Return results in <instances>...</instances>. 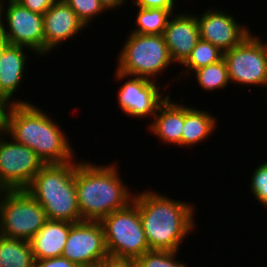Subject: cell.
Wrapping results in <instances>:
<instances>
[{
	"label": "cell",
	"instance_id": "1",
	"mask_svg": "<svg viewBox=\"0 0 267 267\" xmlns=\"http://www.w3.org/2000/svg\"><path fill=\"white\" fill-rule=\"evenodd\" d=\"M45 112L32 103L3 106L0 108V128L5 137L32 149L44 164L75 160L68 136Z\"/></svg>",
	"mask_w": 267,
	"mask_h": 267
},
{
	"label": "cell",
	"instance_id": "2",
	"mask_svg": "<svg viewBox=\"0 0 267 267\" xmlns=\"http://www.w3.org/2000/svg\"><path fill=\"white\" fill-rule=\"evenodd\" d=\"M139 193L133 202L138 206L150 250L179 251L182 241L196 228L195 205L152 190Z\"/></svg>",
	"mask_w": 267,
	"mask_h": 267
},
{
	"label": "cell",
	"instance_id": "3",
	"mask_svg": "<svg viewBox=\"0 0 267 267\" xmlns=\"http://www.w3.org/2000/svg\"><path fill=\"white\" fill-rule=\"evenodd\" d=\"M117 167L113 163L103 166L85 160L78 162L75 187L82 221H101L133 201L135 194L131 193Z\"/></svg>",
	"mask_w": 267,
	"mask_h": 267
},
{
	"label": "cell",
	"instance_id": "4",
	"mask_svg": "<svg viewBox=\"0 0 267 267\" xmlns=\"http://www.w3.org/2000/svg\"><path fill=\"white\" fill-rule=\"evenodd\" d=\"M77 165L76 159L45 164L25 189L43 207L48 220L82 221L75 187Z\"/></svg>",
	"mask_w": 267,
	"mask_h": 267
},
{
	"label": "cell",
	"instance_id": "5",
	"mask_svg": "<svg viewBox=\"0 0 267 267\" xmlns=\"http://www.w3.org/2000/svg\"><path fill=\"white\" fill-rule=\"evenodd\" d=\"M117 71L156 81L157 75L174 64L162 34L129 33L119 53Z\"/></svg>",
	"mask_w": 267,
	"mask_h": 267
},
{
	"label": "cell",
	"instance_id": "6",
	"mask_svg": "<svg viewBox=\"0 0 267 267\" xmlns=\"http://www.w3.org/2000/svg\"><path fill=\"white\" fill-rule=\"evenodd\" d=\"M43 207L25 190H0V235L30 241L44 226Z\"/></svg>",
	"mask_w": 267,
	"mask_h": 267
},
{
	"label": "cell",
	"instance_id": "7",
	"mask_svg": "<svg viewBox=\"0 0 267 267\" xmlns=\"http://www.w3.org/2000/svg\"><path fill=\"white\" fill-rule=\"evenodd\" d=\"M109 255L137 260L149 251L138 206L132 201L101 221Z\"/></svg>",
	"mask_w": 267,
	"mask_h": 267
},
{
	"label": "cell",
	"instance_id": "8",
	"mask_svg": "<svg viewBox=\"0 0 267 267\" xmlns=\"http://www.w3.org/2000/svg\"><path fill=\"white\" fill-rule=\"evenodd\" d=\"M3 2L0 0V35L9 44L26 47L44 56L43 15L28 10L16 0H7V7Z\"/></svg>",
	"mask_w": 267,
	"mask_h": 267
},
{
	"label": "cell",
	"instance_id": "9",
	"mask_svg": "<svg viewBox=\"0 0 267 267\" xmlns=\"http://www.w3.org/2000/svg\"><path fill=\"white\" fill-rule=\"evenodd\" d=\"M249 34L240 44L223 53L230 82L264 86L267 81V42Z\"/></svg>",
	"mask_w": 267,
	"mask_h": 267
},
{
	"label": "cell",
	"instance_id": "10",
	"mask_svg": "<svg viewBox=\"0 0 267 267\" xmlns=\"http://www.w3.org/2000/svg\"><path fill=\"white\" fill-rule=\"evenodd\" d=\"M4 136L0 128V190L26 189L45 164L28 146Z\"/></svg>",
	"mask_w": 267,
	"mask_h": 267
},
{
	"label": "cell",
	"instance_id": "11",
	"mask_svg": "<svg viewBox=\"0 0 267 267\" xmlns=\"http://www.w3.org/2000/svg\"><path fill=\"white\" fill-rule=\"evenodd\" d=\"M107 255L100 221H81L71 226L62 252L63 257L78 267H97Z\"/></svg>",
	"mask_w": 267,
	"mask_h": 267
},
{
	"label": "cell",
	"instance_id": "12",
	"mask_svg": "<svg viewBox=\"0 0 267 267\" xmlns=\"http://www.w3.org/2000/svg\"><path fill=\"white\" fill-rule=\"evenodd\" d=\"M114 76L120 82L126 80L117 91V102L120 109L129 117L137 119H145L147 116L153 117L159 105L168 96L166 94L163 97V92L160 93L162 88L156 81L137 76L132 78V76L120 73L117 70H115Z\"/></svg>",
	"mask_w": 267,
	"mask_h": 267
},
{
	"label": "cell",
	"instance_id": "13",
	"mask_svg": "<svg viewBox=\"0 0 267 267\" xmlns=\"http://www.w3.org/2000/svg\"><path fill=\"white\" fill-rule=\"evenodd\" d=\"M207 10L197 15L200 38L218 47L222 52L231 50L252 33L250 28L240 25L226 10Z\"/></svg>",
	"mask_w": 267,
	"mask_h": 267
},
{
	"label": "cell",
	"instance_id": "14",
	"mask_svg": "<svg viewBox=\"0 0 267 267\" xmlns=\"http://www.w3.org/2000/svg\"><path fill=\"white\" fill-rule=\"evenodd\" d=\"M44 55L79 34L86 26L64 0H57L44 14Z\"/></svg>",
	"mask_w": 267,
	"mask_h": 267
},
{
	"label": "cell",
	"instance_id": "15",
	"mask_svg": "<svg viewBox=\"0 0 267 267\" xmlns=\"http://www.w3.org/2000/svg\"><path fill=\"white\" fill-rule=\"evenodd\" d=\"M162 35L173 63L183 65L200 39L197 16L174 13Z\"/></svg>",
	"mask_w": 267,
	"mask_h": 267
},
{
	"label": "cell",
	"instance_id": "16",
	"mask_svg": "<svg viewBox=\"0 0 267 267\" xmlns=\"http://www.w3.org/2000/svg\"><path fill=\"white\" fill-rule=\"evenodd\" d=\"M26 47L8 44L0 60V108L13 104H28L29 100H14L13 95L24 81L28 56ZM26 52V54H25ZM11 99V100H10Z\"/></svg>",
	"mask_w": 267,
	"mask_h": 267
},
{
	"label": "cell",
	"instance_id": "17",
	"mask_svg": "<svg viewBox=\"0 0 267 267\" xmlns=\"http://www.w3.org/2000/svg\"><path fill=\"white\" fill-rule=\"evenodd\" d=\"M154 122L147 127L149 132L157 136L164 144H174L182 147V131L184 125V103L173 102L171 96L159 105Z\"/></svg>",
	"mask_w": 267,
	"mask_h": 267
},
{
	"label": "cell",
	"instance_id": "18",
	"mask_svg": "<svg viewBox=\"0 0 267 267\" xmlns=\"http://www.w3.org/2000/svg\"><path fill=\"white\" fill-rule=\"evenodd\" d=\"M73 224L68 221L47 220L30 240L35 260L62 256Z\"/></svg>",
	"mask_w": 267,
	"mask_h": 267
},
{
	"label": "cell",
	"instance_id": "19",
	"mask_svg": "<svg viewBox=\"0 0 267 267\" xmlns=\"http://www.w3.org/2000/svg\"><path fill=\"white\" fill-rule=\"evenodd\" d=\"M217 119L205 110L184 105V125L182 131L183 148L202 143L215 131Z\"/></svg>",
	"mask_w": 267,
	"mask_h": 267
},
{
	"label": "cell",
	"instance_id": "20",
	"mask_svg": "<svg viewBox=\"0 0 267 267\" xmlns=\"http://www.w3.org/2000/svg\"><path fill=\"white\" fill-rule=\"evenodd\" d=\"M30 241L0 235V267H34Z\"/></svg>",
	"mask_w": 267,
	"mask_h": 267
},
{
	"label": "cell",
	"instance_id": "21",
	"mask_svg": "<svg viewBox=\"0 0 267 267\" xmlns=\"http://www.w3.org/2000/svg\"><path fill=\"white\" fill-rule=\"evenodd\" d=\"M135 25L137 28L132 33L144 35L163 34L173 11L167 9L137 7Z\"/></svg>",
	"mask_w": 267,
	"mask_h": 267
},
{
	"label": "cell",
	"instance_id": "22",
	"mask_svg": "<svg viewBox=\"0 0 267 267\" xmlns=\"http://www.w3.org/2000/svg\"><path fill=\"white\" fill-rule=\"evenodd\" d=\"M192 74L196 75L195 78L199 87L207 92L216 89H224L230 83L227 65L223 58L216 63H212L193 71Z\"/></svg>",
	"mask_w": 267,
	"mask_h": 267
},
{
	"label": "cell",
	"instance_id": "23",
	"mask_svg": "<svg viewBox=\"0 0 267 267\" xmlns=\"http://www.w3.org/2000/svg\"><path fill=\"white\" fill-rule=\"evenodd\" d=\"M223 53L218 47L200 38L191 55L182 65L187 72L183 71L184 74L186 76L187 74L192 75L190 72L220 61L223 58Z\"/></svg>",
	"mask_w": 267,
	"mask_h": 267
},
{
	"label": "cell",
	"instance_id": "24",
	"mask_svg": "<svg viewBox=\"0 0 267 267\" xmlns=\"http://www.w3.org/2000/svg\"><path fill=\"white\" fill-rule=\"evenodd\" d=\"M177 253L178 251L149 250L136 260L137 267H187L176 259Z\"/></svg>",
	"mask_w": 267,
	"mask_h": 267
},
{
	"label": "cell",
	"instance_id": "25",
	"mask_svg": "<svg viewBox=\"0 0 267 267\" xmlns=\"http://www.w3.org/2000/svg\"><path fill=\"white\" fill-rule=\"evenodd\" d=\"M86 27L100 13H106L99 0H64Z\"/></svg>",
	"mask_w": 267,
	"mask_h": 267
},
{
	"label": "cell",
	"instance_id": "26",
	"mask_svg": "<svg viewBox=\"0 0 267 267\" xmlns=\"http://www.w3.org/2000/svg\"><path fill=\"white\" fill-rule=\"evenodd\" d=\"M250 190L255 200L267 207V161L259 164L252 173Z\"/></svg>",
	"mask_w": 267,
	"mask_h": 267
},
{
	"label": "cell",
	"instance_id": "27",
	"mask_svg": "<svg viewBox=\"0 0 267 267\" xmlns=\"http://www.w3.org/2000/svg\"><path fill=\"white\" fill-rule=\"evenodd\" d=\"M97 267H137V261L133 258L117 257L108 254L97 264Z\"/></svg>",
	"mask_w": 267,
	"mask_h": 267
},
{
	"label": "cell",
	"instance_id": "28",
	"mask_svg": "<svg viewBox=\"0 0 267 267\" xmlns=\"http://www.w3.org/2000/svg\"><path fill=\"white\" fill-rule=\"evenodd\" d=\"M133 3L142 8L167 9L174 12L176 9L175 0H134Z\"/></svg>",
	"mask_w": 267,
	"mask_h": 267
},
{
	"label": "cell",
	"instance_id": "29",
	"mask_svg": "<svg viewBox=\"0 0 267 267\" xmlns=\"http://www.w3.org/2000/svg\"><path fill=\"white\" fill-rule=\"evenodd\" d=\"M28 10L44 14L57 0H16Z\"/></svg>",
	"mask_w": 267,
	"mask_h": 267
},
{
	"label": "cell",
	"instance_id": "30",
	"mask_svg": "<svg viewBox=\"0 0 267 267\" xmlns=\"http://www.w3.org/2000/svg\"><path fill=\"white\" fill-rule=\"evenodd\" d=\"M34 267H78V266L73 262H70L66 257L59 256V257L35 260Z\"/></svg>",
	"mask_w": 267,
	"mask_h": 267
},
{
	"label": "cell",
	"instance_id": "31",
	"mask_svg": "<svg viewBox=\"0 0 267 267\" xmlns=\"http://www.w3.org/2000/svg\"><path fill=\"white\" fill-rule=\"evenodd\" d=\"M99 1L104 6L106 11L114 10L117 7L119 8L121 7V5H124V3L127 2L126 0H99Z\"/></svg>",
	"mask_w": 267,
	"mask_h": 267
},
{
	"label": "cell",
	"instance_id": "32",
	"mask_svg": "<svg viewBox=\"0 0 267 267\" xmlns=\"http://www.w3.org/2000/svg\"><path fill=\"white\" fill-rule=\"evenodd\" d=\"M8 41L0 35V60L2 58L5 47L8 45Z\"/></svg>",
	"mask_w": 267,
	"mask_h": 267
}]
</instances>
